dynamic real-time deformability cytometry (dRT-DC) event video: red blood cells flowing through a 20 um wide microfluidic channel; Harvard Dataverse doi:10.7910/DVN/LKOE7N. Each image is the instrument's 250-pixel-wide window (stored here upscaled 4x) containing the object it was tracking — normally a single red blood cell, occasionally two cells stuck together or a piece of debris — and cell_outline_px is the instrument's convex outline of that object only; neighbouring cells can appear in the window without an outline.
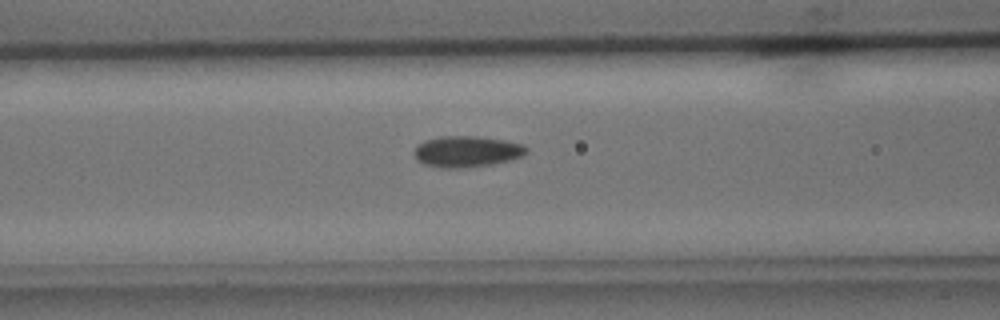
{"species": "common noctule bat (a hibernating species)", "species_latin": "Nyctalus noctula", "temperature_condition": "cold", "stored_images_in_passage": 33, "camera_frame_rate_fps": 3000, "um_per_image_px": 0.085, "animal": {"sex": "male", "body_mass_g": 15.6}, "frame": {"image": 1, "passage_image": 6, "time_ms": 1.667, "image_size_px": [1000, 320], "cell_outline_px": [[528, 152], [524, 156], [512, 160], [492, 164], [456, 168], [440, 168], [424, 164], [416, 160], [412, 152], [424, 140], [440, 136], [476, 136], [504, 140], [524, 144], [528, 148]], "centroid_in_image_um": [39.69, 12.88], "position_along_channel_um": 126.9, "area_um2": 20.58}}
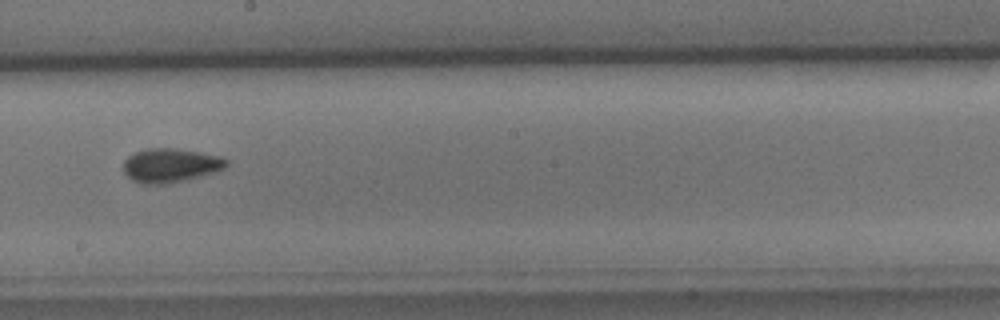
{"frame": {"image": 2, "passage_image": 14, "time_ms": 4.333, "image_size_px": [1000, 320], "cell_outline_px": [[228, 164], [224, 168], [216, 172], [168, 184], [140, 184], [132, 180], [124, 172], [124, 160], [128, 156], [136, 152], [148, 148], [172, 148], [220, 156], [228, 160]], "centroid_in_image_um": [14.48, 14.07], "position_along_channel_um": 233.7, "area_um2": 20.29}}
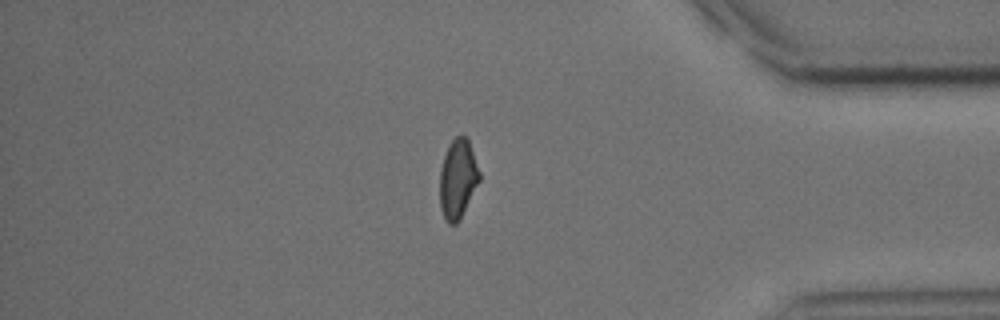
{"frame": {"image": 3, "passage_image": 28, "time_ms": 9.0, "image_size_px": [1000, 320], "cell_outline_px": [[480, 180], [460, 220], [456, 224], [448, 224], [444, 220], [440, 208], [440, 172], [444, 156], [448, 144], [460, 132], [468, 140], [480, 172]], "centroid_in_image_um": [38.9, 15.22], "position_along_channel_um": 396.3, "area_um2": 18.44}, "authors_computed_cell_mechanics": {"area_um2": 19.1896, "velocity_mm_per_s": 3.9986, "shape_relaxation_time_tau1_ms": 4.1682, "shape_relaxation_time_tau2_ms": 1.8337, "deformation_change_tau1": 0.1083, "deformation_change_tau2": 0.0686}}